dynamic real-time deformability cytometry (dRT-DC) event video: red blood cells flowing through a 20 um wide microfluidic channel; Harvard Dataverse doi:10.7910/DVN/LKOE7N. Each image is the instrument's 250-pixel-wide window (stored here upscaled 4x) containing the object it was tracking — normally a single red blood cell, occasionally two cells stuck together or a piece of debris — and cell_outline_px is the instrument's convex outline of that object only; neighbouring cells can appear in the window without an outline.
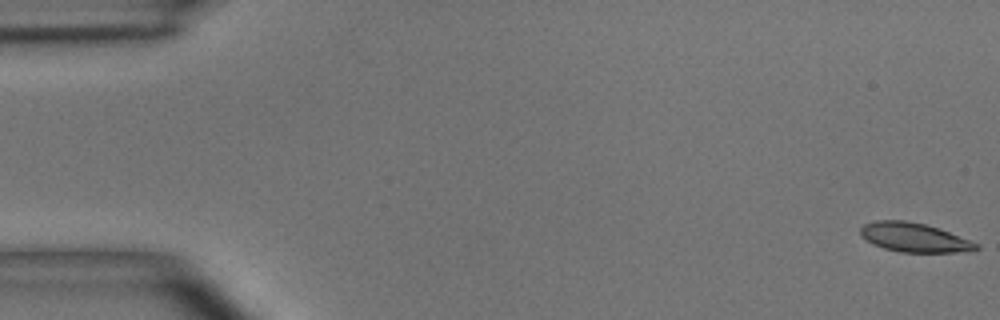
{"species": "common noctule bat (a hibernating species)", "species_latin": "Nyctalus noctula", "temperature_condition": "room temperature", "stored_images_in_passage": 4, "camera_frame_rate_fps": 3000, "um_per_image_px": 0.085, "animal": {"sex": "male", "body_mass_g": 15.6}, "frame": {"image": 1, "passage_image": 1, "time_ms": 0.0, "image_size_px": [1000, 320], "cell_outline_px": [[980, 248], [972, 252], [900, 252], [884, 248], [872, 244], [860, 236], [860, 228], [864, 224], [876, 220], [904, 220], [924, 224], [948, 232], [980, 244]], "centroid_in_image_um": [77.7, 20.19], "position_along_channel_um": 7.3, "area_um2": 19.65}}